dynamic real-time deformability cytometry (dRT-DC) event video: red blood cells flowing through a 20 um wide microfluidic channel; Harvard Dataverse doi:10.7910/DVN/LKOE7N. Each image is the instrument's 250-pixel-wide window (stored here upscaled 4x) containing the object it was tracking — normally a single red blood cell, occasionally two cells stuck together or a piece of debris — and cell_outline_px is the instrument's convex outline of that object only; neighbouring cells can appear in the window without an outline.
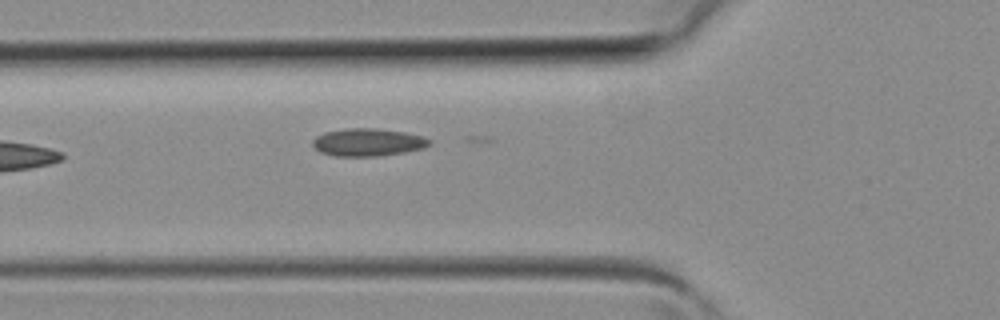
{"species": "common noctule bat (a hibernating species)", "species_latin": "Nyctalus noctula", "temperature_condition": "room temperature", "stored_images_in_passage": 4, "camera_frame_rate_fps": 3000, "um_per_image_px": 0.085, "animal": {"sex": "female", "body_mass_g": 19.3, "forearm_length_mm": 54.1}, "frame": {"image": 1, "passage_image": 4, "time_ms": 1.0, "image_size_px": [1000, 320], "cell_outline_px": [[432, 144], [424, 148], [404, 152], [376, 156], [336, 156], [320, 152], [312, 144], [312, 140], [316, 136], [324, 132], [348, 128], [376, 128], [404, 132], [424, 136], [432, 140]], "centroid_in_image_um": [31.29, 12.09], "position_along_channel_um": 94.5, "area_um2": 18.9}}